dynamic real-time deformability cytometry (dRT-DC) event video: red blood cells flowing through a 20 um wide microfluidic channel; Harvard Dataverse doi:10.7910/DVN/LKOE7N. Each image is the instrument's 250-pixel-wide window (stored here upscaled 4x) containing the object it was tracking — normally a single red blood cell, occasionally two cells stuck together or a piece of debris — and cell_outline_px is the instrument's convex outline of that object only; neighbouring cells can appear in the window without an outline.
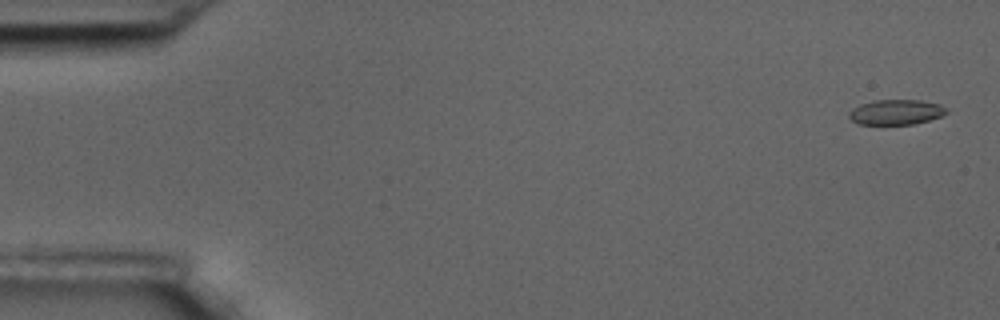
{"species": "common noctule bat (a hibernating species)", "species_latin": "Nyctalus noctula", "temperature_condition": "room temperature", "stored_images_in_passage": 59, "camera_frame_rate_fps": 3000, "um_per_image_px": 0.085, "animal": {"sex": "male", "body_mass_g": 17.5, "forearm_length_mm": 52.3}, "frame": {"image": 1, "passage_image": 2, "time_ms": 0.333, "image_size_px": [1000, 320], "cell_outline_px": [[948, 112], [940, 116], [928, 120], [912, 124], [856, 124], [848, 116], [848, 112], [852, 108], [860, 104], [876, 100], [920, 100], [940, 104]], "centroid_in_image_um": [76.11, 9.53], "position_along_channel_um": 8.9, "area_um2": 14.16}}
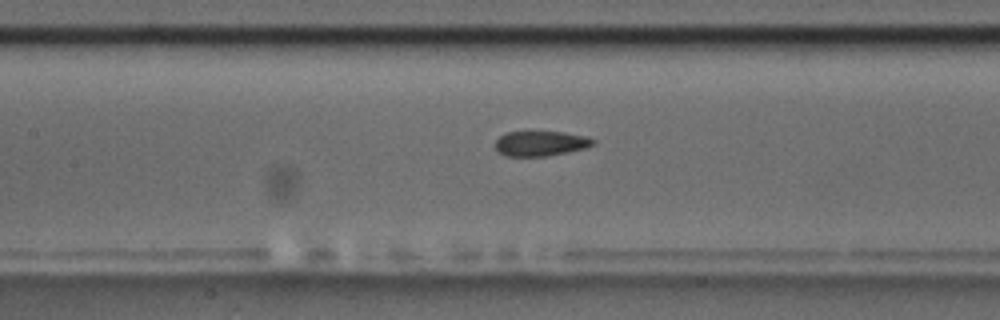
{"frame": {"image": 2, "passage_image": 27, "time_ms": 8.667, "image_size_px": [1000, 320], "cell_outline_px": [[596, 144], [588, 148], [548, 156], [504, 156], [496, 148], [496, 140], [504, 132], [528, 128], [564, 132], [588, 136], [596, 140]], "centroid_in_image_um": [45.98, 12.13], "position_along_channel_um": 161.4, "area_um2": 15.32}}
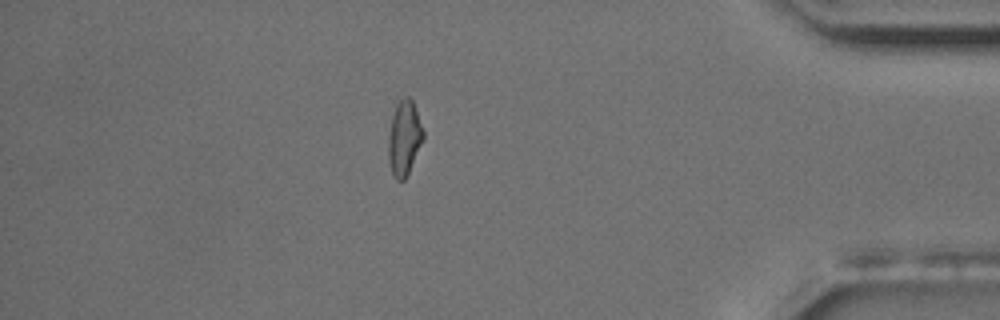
{"frame": {"image": 3, "passage_image": 51, "time_ms": 16.667, "image_size_px": [1000, 320], "cell_outline_px": [[424, 140], [404, 180], [396, 180], [392, 172], [388, 156], [388, 136], [392, 116], [396, 104], [404, 96], [408, 96], [412, 100], [424, 132]], "centroid_in_image_um": [34.36, 11.72], "position_along_channel_um": 400.8, "area_um2": 15.09}, "authors_computed_cell_mechanics": {"area_um2": 15.0858, "velocity_mm_per_s": 3.4732, "shape_relaxation_time_tau1_ms": 5.2246, "shape_relaxation_time_tau2_ms": 4.5912, "deformation_change_tau1": 0.1139, "deformation_change_tau2": 0.0861}}